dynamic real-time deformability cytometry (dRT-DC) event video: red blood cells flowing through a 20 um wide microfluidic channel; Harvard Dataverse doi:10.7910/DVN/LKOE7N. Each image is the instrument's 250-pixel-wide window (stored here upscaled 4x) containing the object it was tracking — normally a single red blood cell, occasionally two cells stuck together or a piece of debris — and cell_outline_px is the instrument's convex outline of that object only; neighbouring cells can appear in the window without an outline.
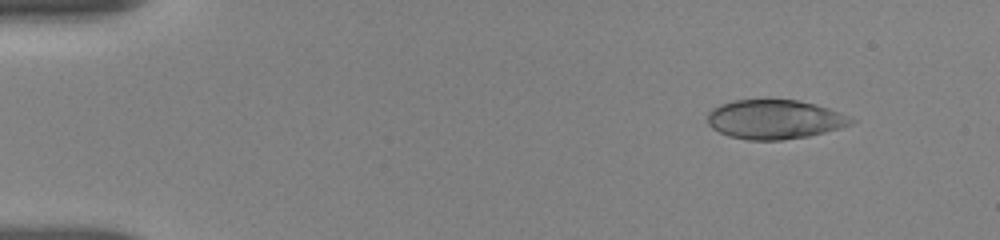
{"species": "human", "species_latin": "Homo sapiens", "temperature_condition": "room temperature", "stored_images_in_passage": 20, "camera_frame_rate_fps": 3000, "um_per_image_px": 0.085, "donor": {"sex": "female"}, "frame": {"image": 1, "passage_image": 5, "time_ms": 0.667, "image_size_px": [1000, 240], "cell_outline_px": [[856, 120], [852, 124], [824, 132], [808, 136], [780, 140], [748, 140], [728, 136], [712, 128], [708, 124], [708, 112], [712, 108], [720, 104], [732, 100], [768, 96], [796, 100], [828, 108], [852, 116]], "centroid_in_image_um": [65.81, 10.1], "position_along_channel_um": 19.2, "area_um2": 33.7}}